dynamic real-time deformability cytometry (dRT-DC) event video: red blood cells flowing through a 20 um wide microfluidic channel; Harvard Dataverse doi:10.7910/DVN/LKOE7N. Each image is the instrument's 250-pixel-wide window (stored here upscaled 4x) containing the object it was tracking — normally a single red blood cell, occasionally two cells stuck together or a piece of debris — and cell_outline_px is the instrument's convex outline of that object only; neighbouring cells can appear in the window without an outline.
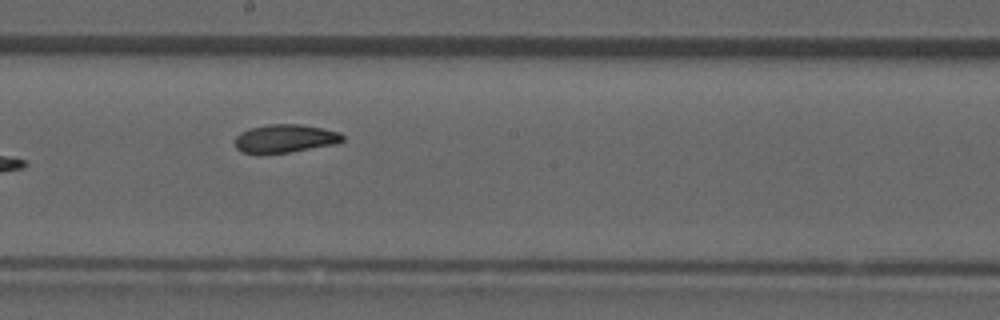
{"species": "common noctule bat (a hibernating species)", "species_latin": "Nyctalus noctula", "temperature_condition": "room temperature", "stored_images_in_passage": 8, "camera_frame_rate_fps": 3000, "um_per_image_px": 0.085, "animal": {"sex": "male", "forearm_length_mm": 52.5}, "frame": {"image": 1, "passage_image": 7, "time_ms": 2.0, "image_size_px": [1000, 320], "cell_outline_px": [[344, 140], [336, 144], [288, 152], [240, 152], [236, 148], [236, 136], [240, 132], [248, 128], [268, 124], [300, 124], [324, 128], [340, 132], [344, 136]], "centroid_in_image_um": [24.26, 11.74], "position_along_channel_um": 223.9, "area_um2": 17.57}}
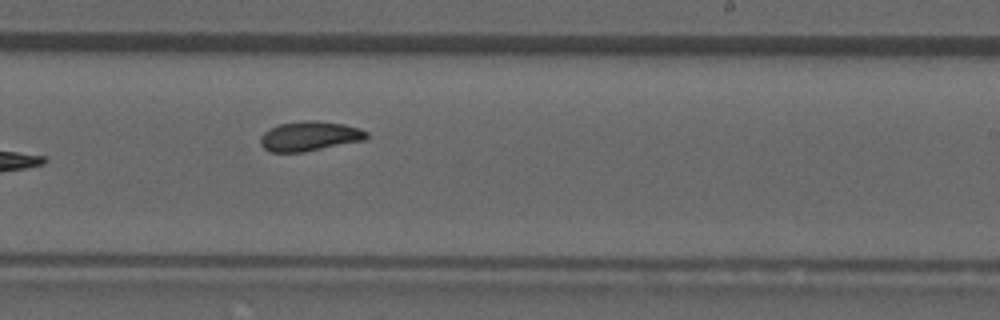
{"frame": {"image": 2, "passage_image": 8, "time_ms": 2.333, "image_size_px": [1000, 320], "cell_outline_px": [[368, 136], [364, 140], [304, 152], [268, 152], [260, 144], [260, 136], [268, 128], [280, 124], [304, 120], [316, 120], [344, 124], [368, 132]], "centroid_in_image_um": [26.27, 11.57], "position_along_channel_um": 262.7, "area_um2": 18.38}}